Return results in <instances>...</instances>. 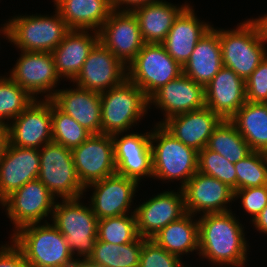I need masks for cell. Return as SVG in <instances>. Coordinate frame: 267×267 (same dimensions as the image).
Instances as JSON below:
<instances>
[{
  "label": "cell",
  "instance_id": "cell-5",
  "mask_svg": "<svg viewBox=\"0 0 267 267\" xmlns=\"http://www.w3.org/2000/svg\"><path fill=\"white\" fill-rule=\"evenodd\" d=\"M155 126L151 131L152 177L163 181L181 179L182 188L198 171V151L186 146L162 124Z\"/></svg>",
  "mask_w": 267,
  "mask_h": 267
},
{
  "label": "cell",
  "instance_id": "cell-9",
  "mask_svg": "<svg viewBox=\"0 0 267 267\" xmlns=\"http://www.w3.org/2000/svg\"><path fill=\"white\" fill-rule=\"evenodd\" d=\"M39 153L40 169L37 179L55 197L61 199L82 197L86 190L77 175L71 149L52 141L43 145Z\"/></svg>",
  "mask_w": 267,
  "mask_h": 267
},
{
  "label": "cell",
  "instance_id": "cell-34",
  "mask_svg": "<svg viewBox=\"0 0 267 267\" xmlns=\"http://www.w3.org/2000/svg\"><path fill=\"white\" fill-rule=\"evenodd\" d=\"M52 141L69 149L79 146L91 133L51 101Z\"/></svg>",
  "mask_w": 267,
  "mask_h": 267
},
{
  "label": "cell",
  "instance_id": "cell-45",
  "mask_svg": "<svg viewBox=\"0 0 267 267\" xmlns=\"http://www.w3.org/2000/svg\"><path fill=\"white\" fill-rule=\"evenodd\" d=\"M252 223L258 231L267 234V206L252 220Z\"/></svg>",
  "mask_w": 267,
  "mask_h": 267
},
{
  "label": "cell",
  "instance_id": "cell-46",
  "mask_svg": "<svg viewBox=\"0 0 267 267\" xmlns=\"http://www.w3.org/2000/svg\"><path fill=\"white\" fill-rule=\"evenodd\" d=\"M259 24L263 38L267 41V14L255 19Z\"/></svg>",
  "mask_w": 267,
  "mask_h": 267
},
{
  "label": "cell",
  "instance_id": "cell-15",
  "mask_svg": "<svg viewBox=\"0 0 267 267\" xmlns=\"http://www.w3.org/2000/svg\"><path fill=\"white\" fill-rule=\"evenodd\" d=\"M126 78L127 66L99 41L72 82L80 88L102 93L120 85Z\"/></svg>",
  "mask_w": 267,
  "mask_h": 267
},
{
  "label": "cell",
  "instance_id": "cell-21",
  "mask_svg": "<svg viewBox=\"0 0 267 267\" xmlns=\"http://www.w3.org/2000/svg\"><path fill=\"white\" fill-rule=\"evenodd\" d=\"M205 106L222 120H229L246 102L245 81L223 66L204 87Z\"/></svg>",
  "mask_w": 267,
  "mask_h": 267
},
{
  "label": "cell",
  "instance_id": "cell-32",
  "mask_svg": "<svg viewBox=\"0 0 267 267\" xmlns=\"http://www.w3.org/2000/svg\"><path fill=\"white\" fill-rule=\"evenodd\" d=\"M142 247L143 237L140 236L133 242L120 245L97 239L88 259L103 267H139Z\"/></svg>",
  "mask_w": 267,
  "mask_h": 267
},
{
  "label": "cell",
  "instance_id": "cell-7",
  "mask_svg": "<svg viewBox=\"0 0 267 267\" xmlns=\"http://www.w3.org/2000/svg\"><path fill=\"white\" fill-rule=\"evenodd\" d=\"M83 197L62 199L55 203L53 225L65 237V241L75 258V254L88 259L94 250L97 240L98 218L92 208L80 202Z\"/></svg>",
  "mask_w": 267,
  "mask_h": 267
},
{
  "label": "cell",
  "instance_id": "cell-31",
  "mask_svg": "<svg viewBox=\"0 0 267 267\" xmlns=\"http://www.w3.org/2000/svg\"><path fill=\"white\" fill-rule=\"evenodd\" d=\"M195 217L186 213L180 219L170 222L153 238L167 252L181 257L189 252L199 251V223Z\"/></svg>",
  "mask_w": 267,
  "mask_h": 267
},
{
  "label": "cell",
  "instance_id": "cell-2",
  "mask_svg": "<svg viewBox=\"0 0 267 267\" xmlns=\"http://www.w3.org/2000/svg\"><path fill=\"white\" fill-rule=\"evenodd\" d=\"M30 224L12 234L31 267H74L77 258L62 233L47 222Z\"/></svg>",
  "mask_w": 267,
  "mask_h": 267
},
{
  "label": "cell",
  "instance_id": "cell-40",
  "mask_svg": "<svg viewBox=\"0 0 267 267\" xmlns=\"http://www.w3.org/2000/svg\"><path fill=\"white\" fill-rule=\"evenodd\" d=\"M246 101L267 103V55L245 80Z\"/></svg>",
  "mask_w": 267,
  "mask_h": 267
},
{
  "label": "cell",
  "instance_id": "cell-44",
  "mask_svg": "<svg viewBox=\"0 0 267 267\" xmlns=\"http://www.w3.org/2000/svg\"><path fill=\"white\" fill-rule=\"evenodd\" d=\"M9 144L7 125L0 124V163L3 160L4 154Z\"/></svg>",
  "mask_w": 267,
  "mask_h": 267
},
{
  "label": "cell",
  "instance_id": "cell-23",
  "mask_svg": "<svg viewBox=\"0 0 267 267\" xmlns=\"http://www.w3.org/2000/svg\"><path fill=\"white\" fill-rule=\"evenodd\" d=\"M212 25L202 22L189 4L173 22L167 37L161 43L167 53L181 66L190 58L197 42L211 29Z\"/></svg>",
  "mask_w": 267,
  "mask_h": 267
},
{
  "label": "cell",
  "instance_id": "cell-12",
  "mask_svg": "<svg viewBox=\"0 0 267 267\" xmlns=\"http://www.w3.org/2000/svg\"><path fill=\"white\" fill-rule=\"evenodd\" d=\"M14 66L9 76L34 99L41 93L46 100L54 96L60 76L51 52L21 51Z\"/></svg>",
  "mask_w": 267,
  "mask_h": 267
},
{
  "label": "cell",
  "instance_id": "cell-13",
  "mask_svg": "<svg viewBox=\"0 0 267 267\" xmlns=\"http://www.w3.org/2000/svg\"><path fill=\"white\" fill-rule=\"evenodd\" d=\"M99 41L125 66H128L145 44L137 17L130 11L113 10L98 31Z\"/></svg>",
  "mask_w": 267,
  "mask_h": 267
},
{
  "label": "cell",
  "instance_id": "cell-29",
  "mask_svg": "<svg viewBox=\"0 0 267 267\" xmlns=\"http://www.w3.org/2000/svg\"><path fill=\"white\" fill-rule=\"evenodd\" d=\"M164 1L145 4L132 12L137 17L144 43L161 44L167 37L174 20L186 7Z\"/></svg>",
  "mask_w": 267,
  "mask_h": 267
},
{
  "label": "cell",
  "instance_id": "cell-28",
  "mask_svg": "<svg viewBox=\"0 0 267 267\" xmlns=\"http://www.w3.org/2000/svg\"><path fill=\"white\" fill-rule=\"evenodd\" d=\"M70 30L98 32L113 11L111 0H53Z\"/></svg>",
  "mask_w": 267,
  "mask_h": 267
},
{
  "label": "cell",
  "instance_id": "cell-33",
  "mask_svg": "<svg viewBox=\"0 0 267 267\" xmlns=\"http://www.w3.org/2000/svg\"><path fill=\"white\" fill-rule=\"evenodd\" d=\"M206 148L219 153L234 164L252 152L245 139L229 120H222L214 129Z\"/></svg>",
  "mask_w": 267,
  "mask_h": 267
},
{
  "label": "cell",
  "instance_id": "cell-39",
  "mask_svg": "<svg viewBox=\"0 0 267 267\" xmlns=\"http://www.w3.org/2000/svg\"><path fill=\"white\" fill-rule=\"evenodd\" d=\"M180 258L167 252L154 240L143 237L139 267H188Z\"/></svg>",
  "mask_w": 267,
  "mask_h": 267
},
{
  "label": "cell",
  "instance_id": "cell-30",
  "mask_svg": "<svg viewBox=\"0 0 267 267\" xmlns=\"http://www.w3.org/2000/svg\"><path fill=\"white\" fill-rule=\"evenodd\" d=\"M229 121L252 151L267 152V103L246 101Z\"/></svg>",
  "mask_w": 267,
  "mask_h": 267
},
{
  "label": "cell",
  "instance_id": "cell-41",
  "mask_svg": "<svg viewBox=\"0 0 267 267\" xmlns=\"http://www.w3.org/2000/svg\"><path fill=\"white\" fill-rule=\"evenodd\" d=\"M238 197L245 212L253 216L254 220L267 206V185L236 190L234 200L239 199Z\"/></svg>",
  "mask_w": 267,
  "mask_h": 267
},
{
  "label": "cell",
  "instance_id": "cell-47",
  "mask_svg": "<svg viewBox=\"0 0 267 267\" xmlns=\"http://www.w3.org/2000/svg\"><path fill=\"white\" fill-rule=\"evenodd\" d=\"M74 267H103L99 264L93 263L90 259H77Z\"/></svg>",
  "mask_w": 267,
  "mask_h": 267
},
{
  "label": "cell",
  "instance_id": "cell-27",
  "mask_svg": "<svg viewBox=\"0 0 267 267\" xmlns=\"http://www.w3.org/2000/svg\"><path fill=\"white\" fill-rule=\"evenodd\" d=\"M183 74L205 87L223 67L219 28L211 29L197 42Z\"/></svg>",
  "mask_w": 267,
  "mask_h": 267
},
{
  "label": "cell",
  "instance_id": "cell-22",
  "mask_svg": "<svg viewBox=\"0 0 267 267\" xmlns=\"http://www.w3.org/2000/svg\"><path fill=\"white\" fill-rule=\"evenodd\" d=\"M39 149L8 144L0 163V203L27 182L38 178Z\"/></svg>",
  "mask_w": 267,
  "mask_h": 267
},
{
  "label": "cell",
  "instance_id": "cell-16",
  "mask_svg": "<svg viewBox=\"0 0 267 267\" xmlns=\"http://www.w3.org/2000/svg\"><path fill=\"white\" fill-rule=\"evenodd\" d=\"M184 194L185 209L192 215L201 212L223 213L234 201V191L222 181L197 171L181 188Z\"/></svg>",
  "mask_w": 267,
  "mask_h": 267
},
{
  "label": "cell",
  "instance_id": "cell-17",
  "mask_svg": "<svg viewBox=\"0 0 267 267\" xmlns=\"http://www.w3.org/2000/svg\"><path fill=\"white\" fill-rule=\"evenodd\" d=\"M121 134L112 135L116 173L138 183L145 176L152 178L151 131L144 134L133 132L124 136Z\"/></svg>",
  "mask_w": 267,
  "mask_h": 267
},
{
  "label": "cell",
  "instance_id": "cell-10",
  "mask_svg": "<svg viewBox=\"0 0 267 267\" xmlns=\"http://www.w3.org/2000/svg\"><path fill=\"white\" fill-rule=\"evenodd\" d=\"M56 201L47 187L36 179L12 192L0 204L6 207L15 233L24 226L41 223V220L53 214Z\"/></svg>",
  "mask_w": 267,
  "mask_h": 267
},
{
  "label": "cell",
  "instance_id": "cell-14",
  "mask_svg": "<svg viewBox=\"0 0 267 267\" xmlns=\"http://www.w3.org/2000/svg\"><path fill=\"white\" fill-rule=\"evenodd\" d=\"M9 122H11L9 124ZM7 124L9 144L40 149L52 142L51 100L35 99Z\"/></svg>",
  "mask_w": 267,
  "mask_h": 267
},
{
  "label": "cell",
  "instance_id": "cell-1",
  "mask_svg": "<svg viewBox=\"0 0 267 267\" xmlns=\"http://www.w3.org/2000/svg\"><path fill=\"white\" fill-rule=\"evenodd\" d=\"M199 223V255L214 265L244 267L248 243L242 224L232 211L201 215ZM247 243V244H246ZM231 265V266H230Z\"/></svg>",
  "mask_w": 267,
  "mask_h": 267
},
{
  "label": "cell",
  "instance_id": "cell-20",
  "mask_svg": "<svg viewBox=\"0 0 267 267\" xmlns=\"http://www.w3.org/2000/svg\"><path fill=\"white\" fill-rule=\"evenodd\" d=\"M150 104L163 110L165 119L160 121L163 124L170 117L187 113L205 106L204 87L183 73L176 79L169 81L158 89L149 98Z\"/></svg>",
  "mask_w": 267,
  "mask_h": 267
},
{
  "label": "cell",
  "instance_id": "cell-42",
  "mask_svg": "<svg viewBox=\"0 0 267 267\" xmlns=\"http://www.w3.org/2000/svg\"><path fill=\"white\" fill-rule=\"evenodd\" d=\"M0 248V267H31L22 250L12 241Z\"/></svg>",
  "mask_w": 267,
  "mask_h": 267
},
{
  "label": "cell",
  "instance_id": "cell-26",
  "mask_svg": "<svg viewBox=\"0 0 267 267\" xmlns=\"http://www.w3.org/2000/svg\"><path fill=\"white\" fill-rule=\"evenodd\" d=\"M98 42L99 33L96 31L92 30L89 34V30H70L51 52L60 78L66 77L72 82Z\"/></svg>",
  "mask_w": 267,
  "mask_h": 267
},
{
  "label": "cell",
  "instance_id": "cell-24",
  "mask_svg": "<svg viewBox=\"0 0 267 267\" xmlns=\"http://www.w3.org/2000/svg\"><path fill=\"white\" fill-rule=\"evenodd\" d=\"M222 119L210 108H203L175 115L162 125L178 140L196 151L204 149L214 129Z\"/></svg>",
  "mask_w": 267,
  "mask_h": 267
},
{
  "label": "cell",
  "instance_id": "cell-11",
  "mask_svg": "<svg viewBox=\"0 0 267 267\" xmlns=\"http://www.w3.org/2000/svg\"><path fill=\"white\" fill-rule=\"evenodd\" d=\"M71 152L77 175L84 187L116 173L112 135L91 134Z\"/></svg>",
  "mask_w": 267,
  "mask_h": 267
},
{
  "label": "cell",
  "instance_id": "cell-37",
  "mask_svg": "<svg viewBox=\"0 0 267 267\" xmlns=\"http://www.w3.org/2000/svg\"><path fill=\"white\" fill-rule=\"evenodd\" d=\"M237 190L267 185V156L260 151H252L244 159L234 164Z\"/></svg>",
  "mask_w": 267,
  "mask_h": 267
},
{
  "label": "cell",
  "instance_id": "cell-35",
  "mask_svg": "<svg viewBox=\"0 0 267 267\" xmlns=\"http://www.w3.org/2000/svg\"><path fill=\"white\" fill-rule=\"evenodd\" d=\"M34 100L10 76H0V124L7 125L9 120L15 119Z\"/></svg>",
  "mask_w": 267,
  "mask_h": 267
},
{
  "label": "cell",
  "instance_id": "cell-19",
  "mask_svg": "<svg viewBox=\"0 0 267 267\" xmlns=\"http://www.w3.org/2000/svg\"><path fill=\"white\" fill-rule=\"evenodd\" d=\"M138 182L117 173L85 187H94L90 206L98 220L129 214Z\"/></svg>",
  "mask_w": 267,
  "mask_h": 267
},
{
  "label": "cell",
  "instance_id": "cell-43",
  "mask_svg": "<svg viewBox=\"0 0 267 267\" xmlns=\"http://www.w3.org/2000/svg\"><path fill=\"white\" fill-rule=\"evenodd\" d=\"M156 1L163 0H111L112 8L116 11H130L132 12L134 9L140 6H144L145 4L154 3ZM124 4L126 5L124 8ZM121 6H123L121 8Z\"/></svg>",
  "mask_w": 267,
  "mask_h": 267
},
{
  "label": "cell",
  "instance_id": "cell-38",
  "mask_svg": "<svg viewBox=\"0 0 267 267\" xmlns=\"http://www.w3.org/2000/svg\"><path fill=\"white\" fill-rule=\"evenodd\" d=\"M198 171L202 174L214 177L227 184L233 191L237 190V177L234 163L225 157L204 148L198 152Z\"/></svg>",
  "mask_w": 267,
  "mask_h": 267
},
{
  "label": "cell",
  "instance_id": "cell-25",
  "mask_svg": "<svg viewBox=\"0 0 267 267\" xmlns=\"http://www.w3.org/2000/svg\"><path fill=\"white\" fill-rule=\"evenodd\" d=\"M50 100L91 134H101L100 93L76 86L56 90Z\"/></svg>",
  "mask_w": 267,
  "mask_h": 267
},
{
  "label": "cell",
  "instance_id": "cell-4",
  "mask_svg": "<svg viewBox=\"0 0 267 267\" xmlns=\"http://www.w3.org/2000/svg\"><path fill=\"white\" fill-rule=\"evenodd\" d=\"M239 24L233 30L219 29V40L223 66L233 70L245 81L266 57L267 41L255 19Z\"/></svg>",
  "mask_w": 267,
  "mask_h": 267
},
{
  "label": "cell",
  "instance_id": "cell-6",
  "mask_svg": "<svg viewBox=\"0 0 267 267\" xmlns=\"http://www.w3.org/2000/svg\"><path fill=\"white\" fill-rule=\"evenodd\" d=\"M100 97L103 134L127 132L149 109V99L128 78L120 85L100 93Z\"/></svg>",
  "mask_w": 267,
  "mask_h": 267
},
{
  "label": "cell",
  "instance_id": "cell-3",
  "mask_svg": "<svg viewBox=\"0 0 267 267\" xmlns=\"http://www.w3.org/2000/svg\"><path fill=\"white\" fill-rule=\"evenodd\" d=\"M69 31L57 9L53 16H14L0 29L20 51L33 52H52Z\"/></svg>",
  "mask_w": 267,
  "mask_h": 267
},
{
  "label": "cell",
  "instance_id": "cell-8",
  "mask_svg": "<svg viewBox=\"0 0 267 267\" xmlns=\"http://www.w3.org/2000/svg\"><path fill=\"white\" fill-rule=\"evenodd\" d=\"M182 73L183 67L167 53L162 44L145 43L127 66V78L138 86L148 99Z\"/></svg>",
  "mask_w": 267,
  "mask_h": 267
},
{
  "label": "cell",
  "instance_id": "cell-18",
  "mask_svg": "<svg viewBox=\"0 0 267 267\" xmlns=\"http://www.w3.org/2000/svg\"><path fill=\"white\" fill-rule=\"evenodd\" d=\"M186 213L181 188L178 192L174 190L161 192L136 207L138 235L151 239L170 222L180 219Z\"/></svg>",
  "mask_w": 267,
  "mask_h": 267
},
{
  "label": "cell",
  "instance_id": "cell-36",
  "mask_svg": "<svg viewBox=\"0 0 267 267\" xmlns=\"http://www.w3.org/2000/svg\"><path fill=\"white\" fill-rule=\"evenodd\" d=\"M130 214L98 220L97 239L116 245L133 242L139 236L135 209Z\"/></svg>",
  "mask_w": 267,
  "mask_h": 267
}]
</instances>
